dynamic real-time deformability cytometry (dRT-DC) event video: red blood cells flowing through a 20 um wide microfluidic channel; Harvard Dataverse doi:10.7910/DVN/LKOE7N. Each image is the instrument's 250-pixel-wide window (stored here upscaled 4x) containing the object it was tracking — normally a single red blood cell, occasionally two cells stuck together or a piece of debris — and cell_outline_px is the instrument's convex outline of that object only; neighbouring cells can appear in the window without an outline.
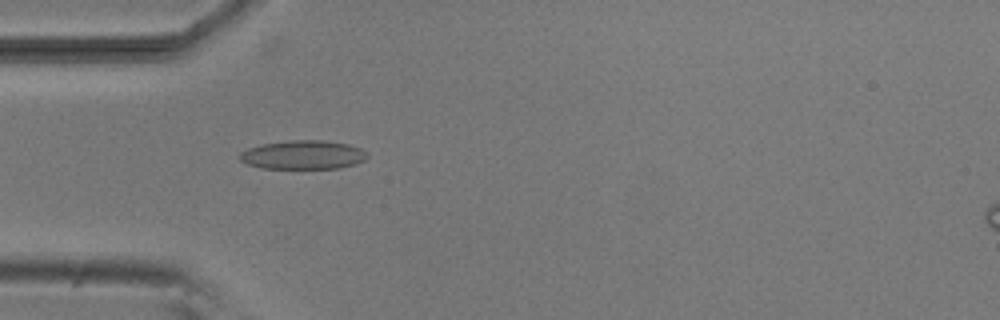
{"species": "common noctule bat (a hibernating species)", "species_latin": "Nyctalus noctula", "temperature_condition": "room temperature", "stored_images_in_passage": 47, "camera_frame_rate_fps": 3000, "um_per_image_px": 0.085, "animal": {"sex": "male", "body_mass_g": 20.5, "forearm_length_mm": 52.5}, "frame": {"image": 1, "passage_image": 10, "time_ms": 3.0, "image_size_px": [1000, 320], "cell_outline_px": [[368, 156], [364, 160], [356, 164], [340, 168], [260, 168], [248, 164], [240, 160], [240, 152], [248, 148], [260, 144], [288, 140], [324, 140], [348, 144], [360, 148], [368, 152]], "centroid_in_image_um": [25.77, 13.15], "position_along_channel_um": 59.2, "area_um2": 21.56}}
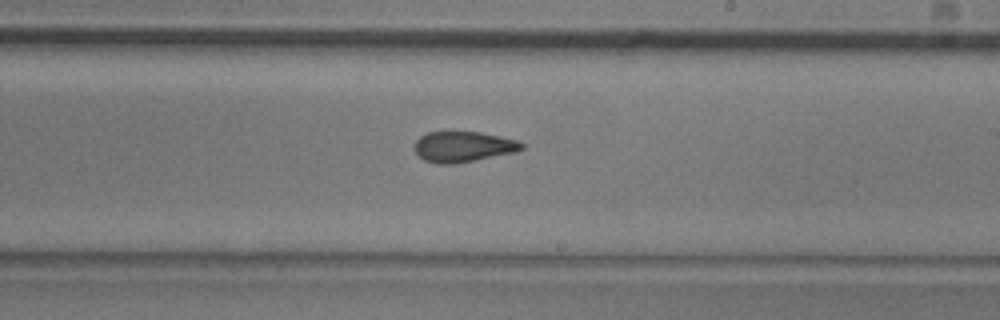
{"frame": {"image": 2, "passage_image": 25, "time_ms": 8.0, "image_size_px": [1000, 320], "cell_outline_px": [[524, 148], [516, 152], [452, 164], [436, 164], [424, 160], [412, 148], [416, 140], [420, 136], [428, 132], [480, 132], [500, 136], [516, 140], [524, 144]], "centroid_in_image_um": [39.34, 12.47], "position_along_channel_um": 249.7, "area_um2": 19.07}}
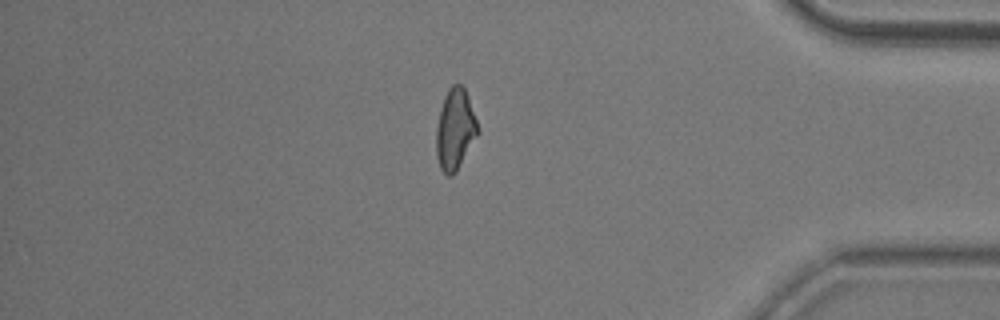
{"frame": {"image": 3, "passage_image": 39, "time_ms": 12.667, "image_size_px": [1000, 320], "cell_outline_px": [[480, 132], [456, 172], [452, 176], [448, 176], [440, 168], [436, 156], [436, 128], [440, 108], [444, 96], [448, 88], [452, 84], [460, 84], [464, 88], [476, 120]], "centroid_in_image_um": [38.67, 11.02], "position_along_channel_um": 396.5, "area_um2": 19.59}, "authors_computed_cell_mechanics": {"area_um2": 19.5942, "velocity_mm_per_s": 3.8277, "shape_relaxation_time_tau1_ms": null, "shape_relaxation_time_tau2_ms": 2.2957, "deformation_change_tau1": null, "deformation_change_tau2": 0.0839}}